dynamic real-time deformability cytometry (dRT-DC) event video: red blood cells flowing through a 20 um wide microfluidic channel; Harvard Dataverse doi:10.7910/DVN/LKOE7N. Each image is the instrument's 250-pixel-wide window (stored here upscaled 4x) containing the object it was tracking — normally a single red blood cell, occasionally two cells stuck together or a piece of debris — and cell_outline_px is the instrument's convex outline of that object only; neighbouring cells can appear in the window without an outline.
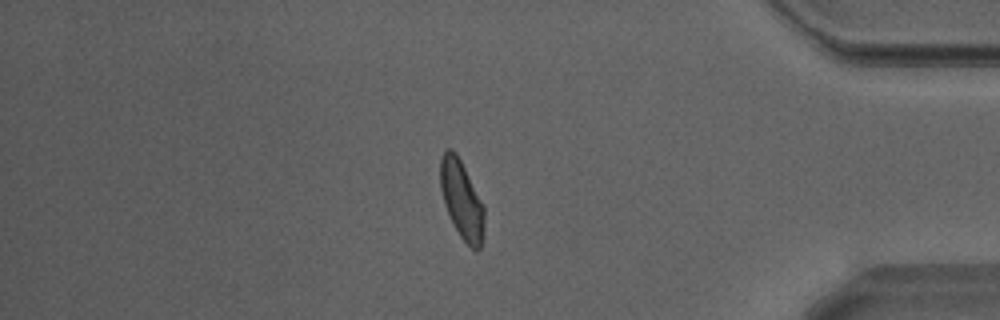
{"species": "Egyptian fruit bat (a non-hibernating species)", "species_latin": "Rousettus aegyptiacus", "temperature_condition": "warm", "stored_images_in_passage": 49, "camera_frame_rate_fps": 3000, "um_per_image_px": 0.085, "animal": {"sex": "male"}, "frame": {"image": 1, "passage_image": 42, "time_ms": 13.667, "image_size_px": [1000, 320], "cell_outline_px": [[484, 232], [480, 248], [472, 248], [460, 236], [444, 204], [440, 188], [440, 156], [448, 148], [452, 148], [456, 152], [484, 204]], "centroid_in_image_um": [39.24, 16.92], "position_along_channel_um": 396.0, "area_um2": 19.94}, "authors_computed_cell_mechanics": {"area_um2": 20.3456, "velocity_mm_per_s": 4.2161, "shape_relaxation_time_tau1_ms": 3.639, "shape_relaxation_time_tau2_ms": 1.0248, "deformation_change_tau1": 0.1246, "deformation_change_tau2": 0.0779}}